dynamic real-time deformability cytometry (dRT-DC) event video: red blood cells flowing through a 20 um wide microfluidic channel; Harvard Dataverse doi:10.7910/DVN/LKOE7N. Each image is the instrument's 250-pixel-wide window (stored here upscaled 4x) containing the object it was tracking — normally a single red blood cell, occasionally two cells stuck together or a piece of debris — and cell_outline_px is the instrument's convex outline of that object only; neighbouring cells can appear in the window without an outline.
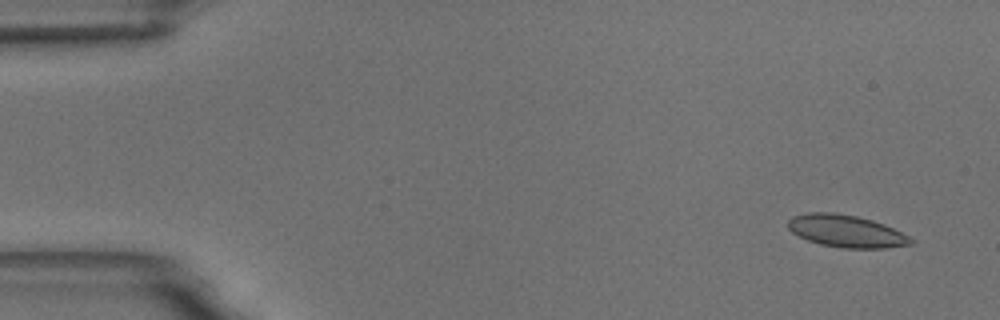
{"species": "common noctule bat (a hibernating species)", "species_latin": "Nyctalus noctula", "temperature_condition": "room temperature", "stored_images_in_passage": 5, "camera_frame_rate_fps": 3000, "um_per_image_px": 0.085, "animal": {"sex": "male", "body_mass_g": 18.8}, "frame": {"image": 1, "passage_image": 2, "time_ms": 1.0, "image_size_px": [1000, 320], "cell_outline_px": [[916, 240], [912, 244], [884, 248], [840, 248], [820, 244], [808, 240], [792, 232], [788, 228], [788, 220], [792, 216], [808, 212], [836, 212], [856, 216], [872, 220], [884, 224]], "centroid_in_image_um": [71.91, 19.64], "position_along_channel_um": 13.1, "area_um2": 23.12}}